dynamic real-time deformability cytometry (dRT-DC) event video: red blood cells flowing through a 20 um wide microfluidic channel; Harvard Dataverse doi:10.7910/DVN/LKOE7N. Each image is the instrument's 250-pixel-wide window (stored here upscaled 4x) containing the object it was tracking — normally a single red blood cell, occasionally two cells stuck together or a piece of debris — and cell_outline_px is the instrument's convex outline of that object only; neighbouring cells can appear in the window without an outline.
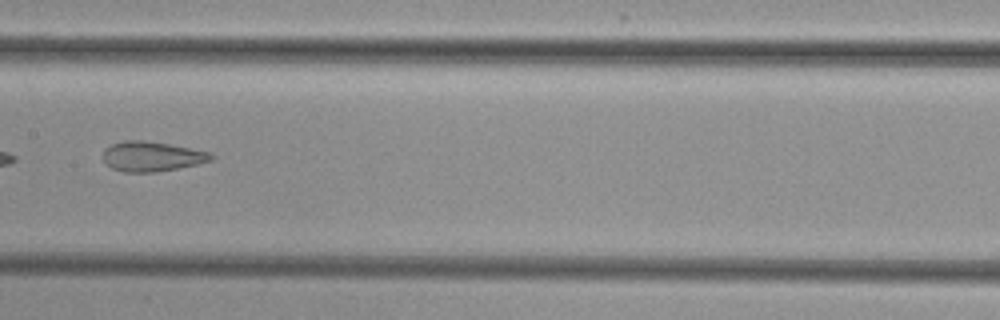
{"species": "common noctule bat (a hibernating species)", "species_latin": "Nyctalus noctula", "temperature_condition": "cold", "stored_images_in_passage": 5, "camera_frame_rate_fps": 3000, "um_per_image_px": 0.085, "animal": {"sex": "female", "body_mass_g": 29.2, "forearm_length_mm": 56.3}, "frame": {"image": 1, "passage_image": 5, "time_ms": 5.0, "image_size_px": [1000, 320], "cell_outline_px": [[216, 156], [212, 160], [180, 168], [156, 172], [124, 172], [112, 168], [104, 160], [104, 148], [112, 144], [124, 140], [144, 140], [168, 144], [208, 152]], "centroid_in_image_um": [12.9, 13.3], "position_along_channel_um": 194.5, "area_um2": 18.67}}